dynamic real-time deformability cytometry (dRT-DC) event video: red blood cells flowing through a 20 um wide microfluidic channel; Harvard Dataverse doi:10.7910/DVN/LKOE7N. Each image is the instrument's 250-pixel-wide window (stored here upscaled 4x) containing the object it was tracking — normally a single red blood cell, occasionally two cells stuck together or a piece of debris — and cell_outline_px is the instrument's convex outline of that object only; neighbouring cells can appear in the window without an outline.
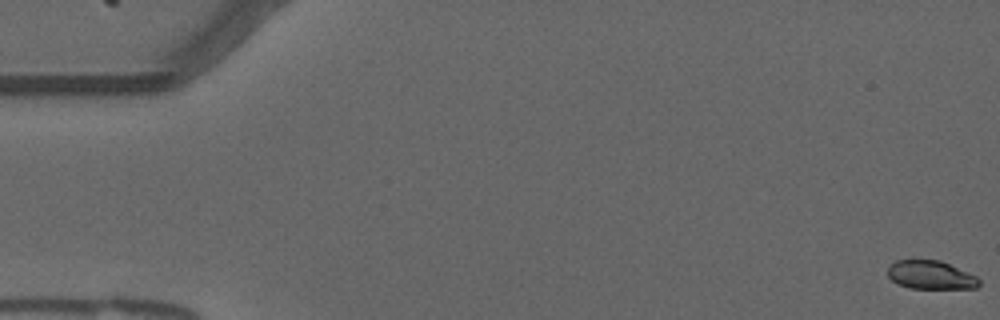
{"species": "common noctule bat (a hibernating species)", "species_latin": "Nyctalus noctula", "temperature_condition": "warm", "stored_images_in_passage": 56, "camera_frame_rate_fps": 3000, "um_per_image_px": 0.085, "animal": {"sex": "male", "forearm_length_mm": 52.5}, "frame": {"image": 1, "passage_image": 1, "time_ms": 0.0, "image_size_px": [1000, 320], "cell_outline_px": [[980, 284], [976, 288], [912, 288], [896, 284], [888, 276], [888, 264], [896, 260], [940, 260], [976, 276], [980, 280]], "centroid_in_image_um": [79.08, 23.37], "position_along_channel_um": 5.9, "area_um2": 15.14}}
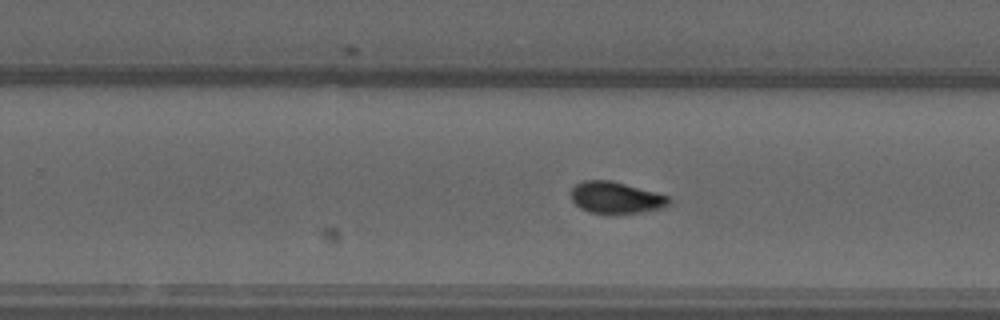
{"frame": {"image": 2, "passage_image": 35, "time_ms": 11.333, "image_size_px": [1000, 320], "cell_outline_px": [[672, 204], [664, 208], [640, 212], [592, 212], [580, 208], [572, 200], [572, 188], [576, 184], [584, 180], [612, 180], [656, 192], [668, 196], [672, 200]], "centroid_in_image_um": [52.41, 16.77], "position_along_channel_um": 277.4, "area_um2": 17.86}}
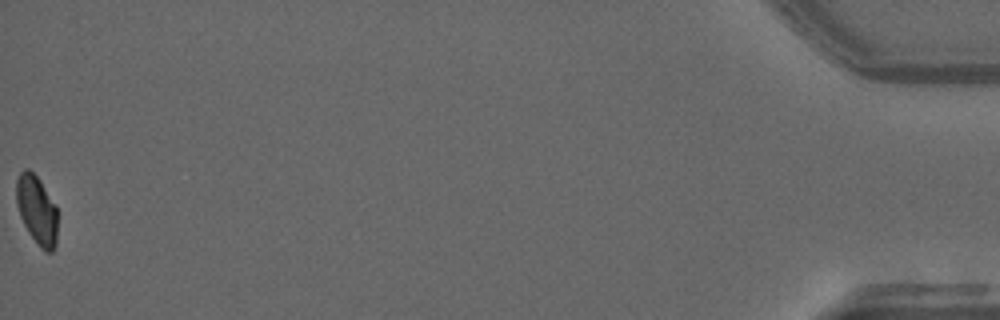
{"frame": {"image": 3, "passage_image": 56, "time_ms": 18.333, "image_size_px": [1000, 320], "cell_outline_px": [[56, 244], [52, 252], [44, 252], [40, 248], [28, 232], [20, 216], [16, 204], [16, 180], [20, 172], [24, 168], [28, 168], [40, 180], [56, 204]], "centroid_in_image_um": [3.12, 17.84], "position_along_channel_um": 432.1, "area_um2": 16.65}, "authors_computed_cell_mechanics": {"area_um2": 17.3978, "velocity_mm_per_s": 3.7222, "shape_relaxation_time_tau1_ms": 10.5725, "shape_relaxation_time_tau2_ms": 0.7045, "deformation_change_tau1": 0.2421, "deformation_change_tau2": 0.0407}}